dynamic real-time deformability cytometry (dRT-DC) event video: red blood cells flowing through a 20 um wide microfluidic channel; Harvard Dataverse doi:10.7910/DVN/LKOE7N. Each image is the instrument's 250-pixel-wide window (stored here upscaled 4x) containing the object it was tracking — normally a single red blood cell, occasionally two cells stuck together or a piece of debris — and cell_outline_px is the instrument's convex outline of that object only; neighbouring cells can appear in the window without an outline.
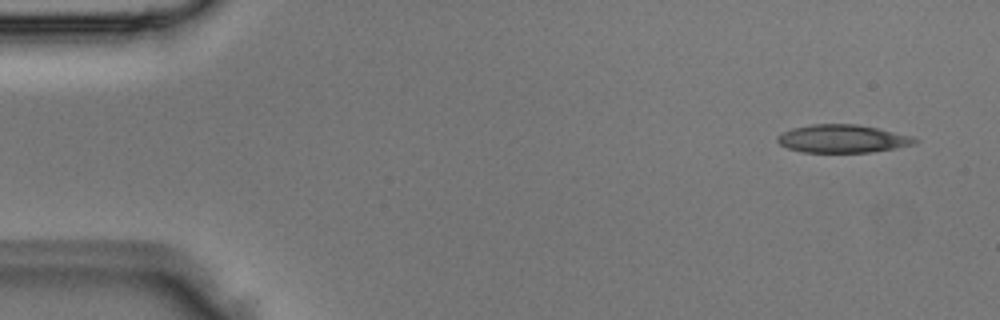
{"species": "Egyptian fruit bat (a non-hibernating species)", "species_latin": "Rousettus aegyptiacus", "temperature_condition": "room temperature", "stored_images_in_passage": 5, "segment_of_instrument_passage": [1, 2], "camera_frame_rate_fps": 3000, "um_per_image_px": 0.085, "animal": {"sex": "male"}, "frame": {"image": 1, "passage_image": 1, "time_ms": 0.0, "image_size_px": [1000, 320], "cell_outline_px": [[920, 140], [912, 144], [896, 148], [872, 152], [800, 152], [788, 148], [780, 144], [776, 140], [776, 136], [792, 128], [812, 124], [856, 124], [876, 128], [912, 136]], "centroid_in_image_um": [71.59, 11.79], "position_along_channel_um": 13.4, "area_um2": 22.31}}
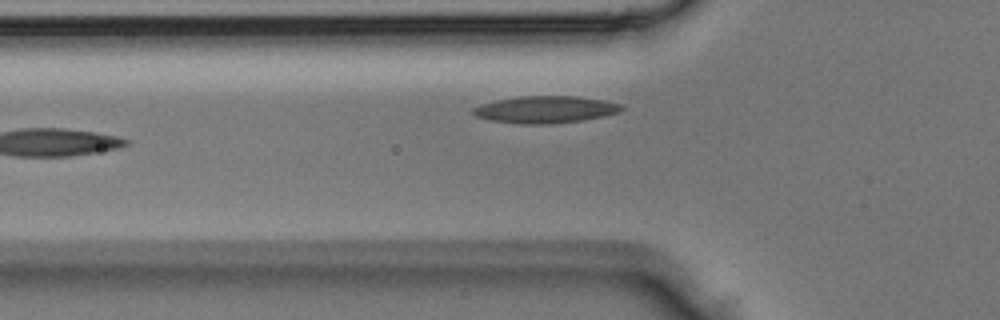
{"frame": {"image": 2, "passage_image": 4, "time_ms": 1.0, "image_size_px": [1000, 320], "cell_outline_px": [[624, 108], [620, 112], [604, 116], [584, 120], [552, 124], [520, 124], [492, 120], [476, 116], [472, 112], [472, 108], [480, 104], [496, 100], [520, 96], [576, 96], [604, 100], [620, 104]], "centroid_in_image_um": [46.37, 9.31], "position_along_channel_um": 79.4, "area_um2": 23.47}}